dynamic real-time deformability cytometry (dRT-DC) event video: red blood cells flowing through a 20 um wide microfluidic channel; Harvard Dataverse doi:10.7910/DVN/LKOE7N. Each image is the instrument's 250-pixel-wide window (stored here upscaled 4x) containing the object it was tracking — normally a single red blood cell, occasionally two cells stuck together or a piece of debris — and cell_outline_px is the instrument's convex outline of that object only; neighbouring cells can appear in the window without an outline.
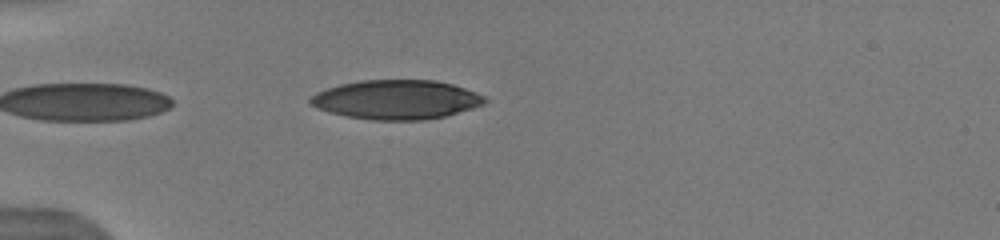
{"species": "human", "species_latin": "Homo sapiens", "temperature_condition": "warm", "stored_images_in_passage": 3, "camera_frame_rate_fps": 3000, "um_per_image_px": 0.085, "donor": {"sex": "male"}, "frame": {"image": 1, "passage_image": 1, "time_ms": 0.0, "image_size_px": [1000, 240], "cell_outline_px": [[488, 100], [484, 104], [472, 108], [444, 116], [424, 120], [372, 120], [348, 116], [328, 112], [316, 108], [308, 104], [308, 100], [316, 92], [340, 84], [360, 80], [436, 80], [452, 84], [476, 92], [484, 96]], "centroid_in_image_um": [33.67, 8.47], "position_along_channel_um": 51.3, "area_um2": 39.94}}